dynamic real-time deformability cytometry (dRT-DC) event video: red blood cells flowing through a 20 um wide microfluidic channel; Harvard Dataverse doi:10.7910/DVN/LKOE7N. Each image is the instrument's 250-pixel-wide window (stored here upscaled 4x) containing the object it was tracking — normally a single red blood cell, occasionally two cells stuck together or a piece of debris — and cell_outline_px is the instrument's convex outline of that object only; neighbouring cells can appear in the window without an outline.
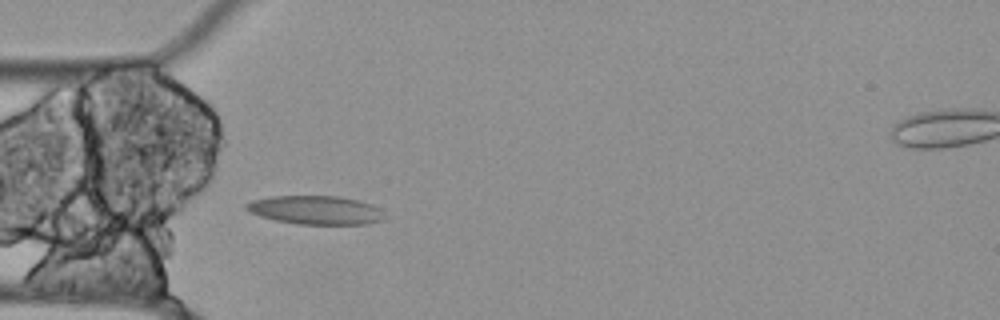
{"species": "Egyptian fruit bat (a non-hibernating species)", "species_latin": "Rousettus aegyptiacus", "temperature_condition": "cold", "stored_images_in_passage": 7, "camera_frame_rate_fps": 3000, "um_per_image_px": 0.085, "animal": {"sex": "female"}, "frame": {"image": 1, "passage_image": 4, "time_ms": 1.0, "image_size_px": [1000, 320], "cell_outline_px": [[384, 220], [368, 224], [300, 224], [276, 220], [260, 216], [244, 208], [244, 204], [252, 200], [272, 196], [340, 196], [356, 200], [368, 204], [376, 208]], "centroid_in_image_um": [26.76, 17.85], "position_along_channel_um": 58.2, "area_um2": 22.66}}